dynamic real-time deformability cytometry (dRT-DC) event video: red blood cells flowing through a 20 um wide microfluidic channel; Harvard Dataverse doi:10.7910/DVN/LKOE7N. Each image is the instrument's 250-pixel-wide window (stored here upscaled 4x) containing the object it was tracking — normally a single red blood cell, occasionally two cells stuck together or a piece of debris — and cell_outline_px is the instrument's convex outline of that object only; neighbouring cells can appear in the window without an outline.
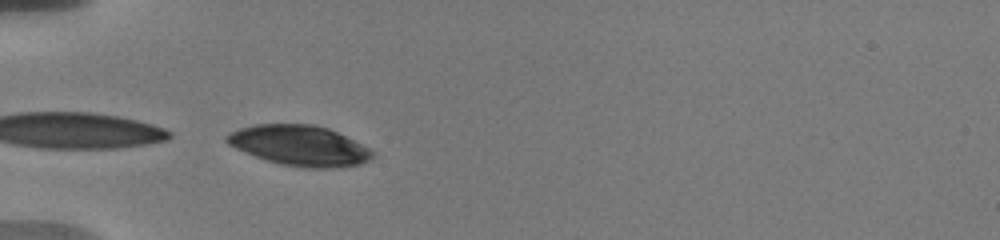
{"species": "human", "species_latin": "Homo sapiens", "temperature_condition": "warm", "stored_images_in_passage": 38, "camera_frame_rate_fps": 3000, "um_per_image_px": 0.085, "donor": {"sex": "male"}, "frame": {"image": 1, "passage_image": 1, "time_ms": 0.0, "image_size_px": [1000, 240], "cell_outline_px": [[376, 156], [372, 160], [360, 164], [336, 168], [304, 168], [280, 164], [256, 156], [236, 148], [228, 144], [224, 140], [224, 136], [228, 132], [240, 128], [256, 124], [312, 124], [328, 128], [376, 152]], "centroid_in_image_um": [25.47, 12.38], "position_along_channel_um": 59.5, "area_um2": 34.28}}
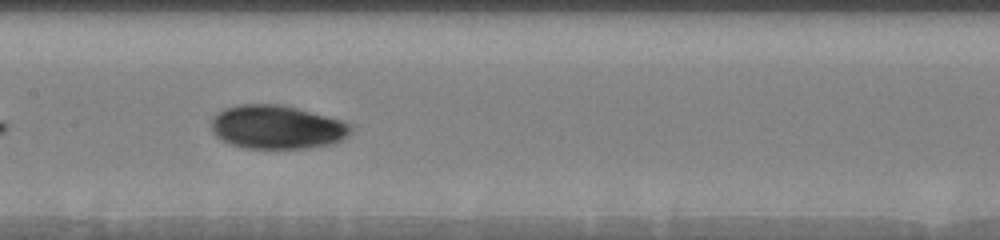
{"frame": {"image": 2, "passage_image": 13, "time_ms": 3.667, "image_size_px": [1000, 240], "cell_outline_px": [[352, 128], [348, 136], [340, 140], [328, 144], [308, 148], [244, 148], [220, 140], [212, 132], [212, 116], [216, 112], [224, 108], [236, 104], [276, 104], [296, 108], [340, 120], [352, 124]], "centroid_in_image_um": [23.48, 10.8], "position_along_channel_um": 183.9, "area_um2": 35.43}}
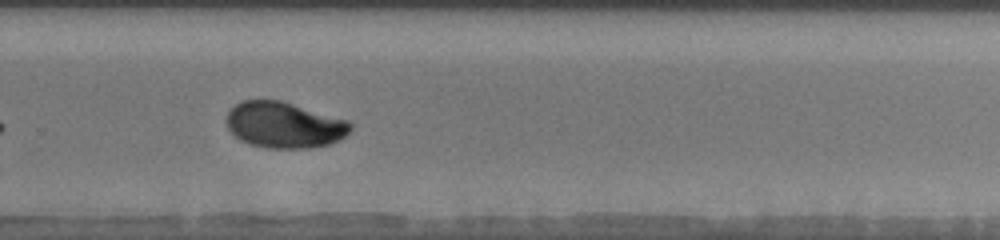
{"frame": {"image": 3, "passage_image": 20, "time_ms": 7.0, "image_size_px": [1000, 240], "cell_outline_px": [[352, 128], [344, 136], [328, 144], [308, 148], [268, 148], [248, 144], [240, 140], [228, 128], [224, 120], [228, 112], [236, 104], [244, 100], [280, 100], [348, 120], [352, 124]], "centroid_in_image_um": [24.12, 10.62], "position_along_channel_um": 305.7, "area_um2": 33.12}, "authors_computed_cell_mechanics": {"area_um2": 33.6396, "velocity_mm_per_s": 3.6707, "shape_relaxation_time_tau1_ms": 4.6248, "shape_relaxation_time_tau2_ms": 1.1285, "deformation_change_tau1": 0.1358, "deformation_change_tau2": 0.0358}}